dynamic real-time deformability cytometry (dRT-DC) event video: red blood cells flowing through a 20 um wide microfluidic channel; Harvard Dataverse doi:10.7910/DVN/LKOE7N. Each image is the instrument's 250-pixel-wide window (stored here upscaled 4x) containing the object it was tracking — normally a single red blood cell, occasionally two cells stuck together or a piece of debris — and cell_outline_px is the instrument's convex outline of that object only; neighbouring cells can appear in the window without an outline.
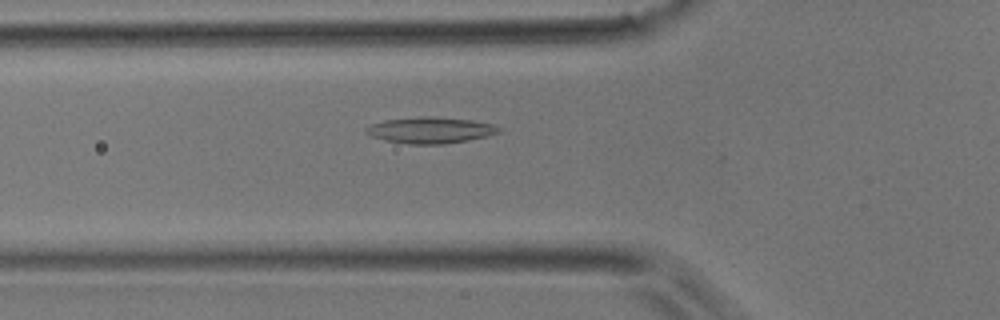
{"species": "common noctule bat (a hibernating species)", "species_latin": "Nyctalus noctula", "temperature_condition": "room temperature", "stored_images_in_passage": 36, "camera_frame_rate_fps": 3000, "um_per_image_px": 0.085, "animal": {"sex": "male", "body_mass_g": 17.9}, "frame": {"image": 1, "passage_image": 7, "time_ms": 2.0, "image_size_px": [1000, 320], "cell_outline_px": [[500, 132], [488, 136], [468, 140], [444, 144], [408, 144], [384, 140], [372, 136], [364, 132], [364, 128], [372, 124], [384, 120], [420, 116], [432, 116], [472, 120], [492, 124], [500, 128]], "centroid_in_image_um": [36.56, 11.06], "position_along_channel_um": 89.2, "area_um2": 20.35}}
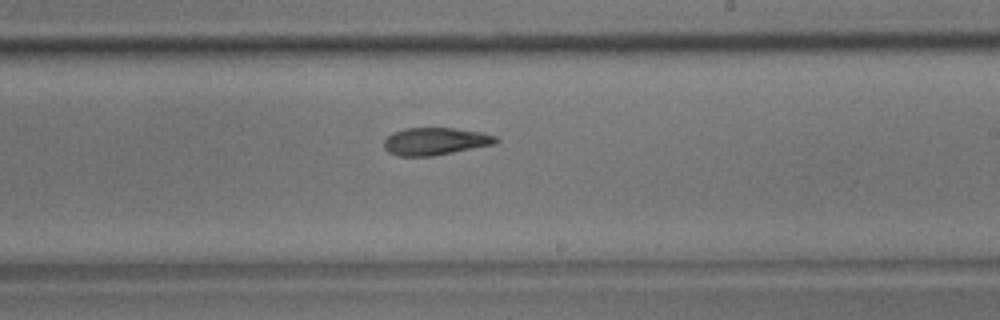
{"frame": {"image": 2, "passage_image": 18, "time_ms": 5.667, "image_size_px": [1000, 320], "cell_outline_px": [[500, 140], [496, 144], [432, 156], [400, 156], [388, 152], [384, 148], [384, 140], [392, 132], [404, 128], [452, 128], [484, 132], [496, 136]], "centroid_in_image_um": [37.02, 12.0], "position_along_channel_um": 252.0, "area_um2": 18.03}}
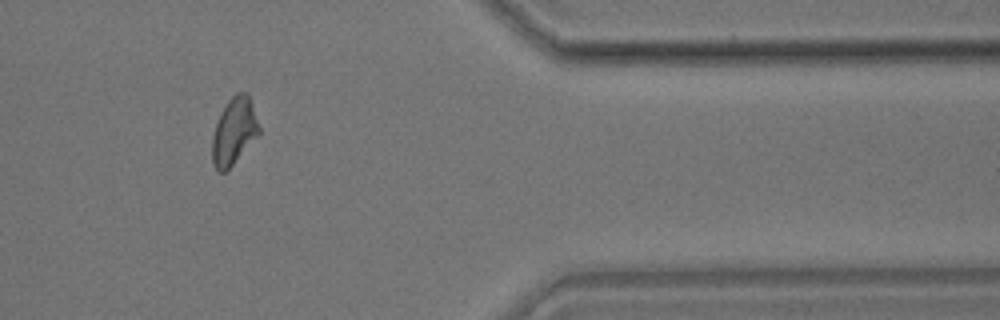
{"frame": {"image": 3, "passage_image": 29, "time_ms": 9.333, "image_size_px": [1000, 320], "cell_outline_px": [[260, 132], [232, 164], [224, 172], [220, 172], [212, 164], [212, 136], [216, 124], [228, 100], [236, 92], [248, 92], [260, 128]], "centroid_in_image_um": [19.89, 11.13], "position_along_channel_um": 391.5, "area_um2": 17.8}}